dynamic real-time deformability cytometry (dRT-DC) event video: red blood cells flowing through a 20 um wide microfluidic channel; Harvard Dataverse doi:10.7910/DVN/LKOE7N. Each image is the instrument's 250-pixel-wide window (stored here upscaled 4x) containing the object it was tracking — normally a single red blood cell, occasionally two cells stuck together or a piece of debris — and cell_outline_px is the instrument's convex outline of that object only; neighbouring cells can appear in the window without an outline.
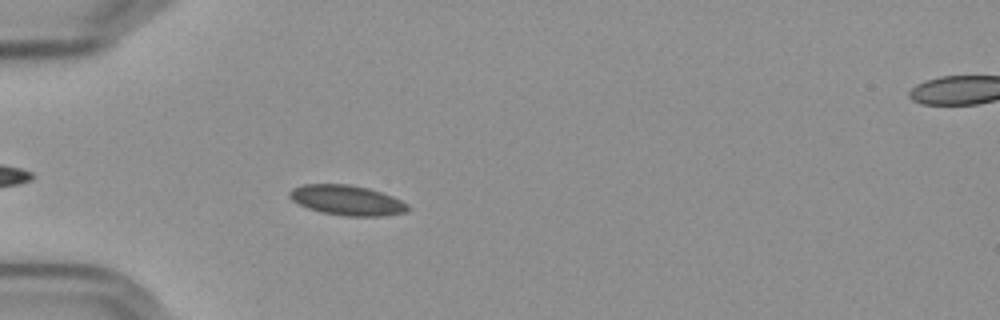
{"species": "Egyptian fruit bat (a non-hibernating species)", "species_latin": "Rousettus aegyptiacus", "temperature_condition": "cold", "stored_images_in_passage": 47, "camera_frame_rate_fps": 3000, "um_per_image_px": 0.085, "frame": {"image": 1, "passage_image": 7, "time_ms": 2.0, "image_size_px": [1000, 320], "cell_outline_px": [[408, 208], [404, 212], [384, 216], [344, 216], [320, 212], [308, 208], [292, 200], [288, 196], [288, 192], [292, 188], [304, 184], [348, 184], [368, 188], [392, 196], [408, 204]], "centroid_in_image_um": [29.45, 17.02], "position_along_channel_um": 55.5, "area_um2": 20.63}}
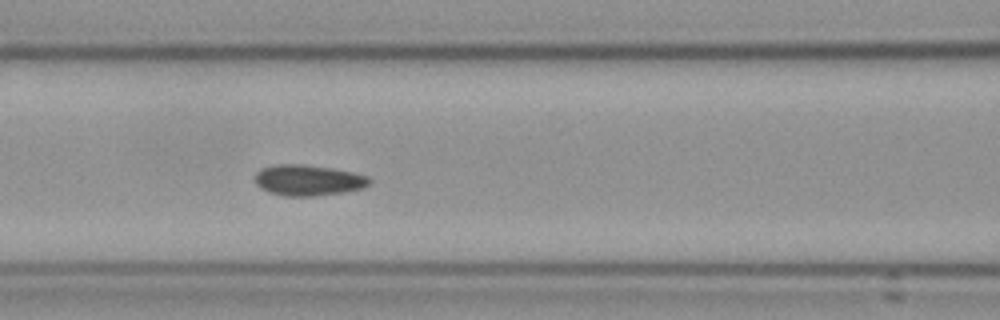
{"frame": {"image": 2, "passage_image": 15, "time_ms": 4.667, "image_size_px": [1000, 320], "cell_outline_px": [[372, 180], [364, 188], [344, 192], [312, 196], [284, 196], [268, 192], [260, 188], [256, 184], [256, 172], [260, 168], [276, 164], [304, 164], [332, 168], [352, 172], [368, 176]], "centroid_in_image_um": [26.18, 15.31], "position_along_channel_um": 140.4, "area_um2": 20.69}}
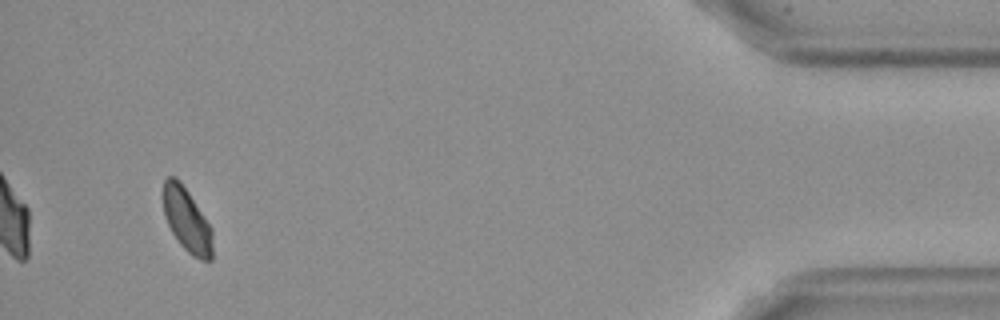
{"frame": {"image": 3, "passage_image": 44, "time_ms": 14.333, "image_size_px": [1000, 320], "cell_outline_px": [[212, 260], [200, 260], [192, 256], [180, 244], [172, 232], [168, 224], [164, 212], [160, 196], [160, 192], [164, 180], [168, 176], [176, 176], [188, 192], [212, 228]], "centroid_in_image_um": [15.84, 18.66], "position_along_channel_um": 419.4, "area_um2": 18.61}, "authors_computed_cell_mechanics": {"area_um2": 20.1722, "velocity_mm_per_s": 3.5688, "shape_relaxation_time_tau1_ms": 4.0134, "shape_relaxation_time_tau2_ms": 2.1679, "deformation_change_tau1": 0.0614, "deformation_change_tau2": 0.0417}}